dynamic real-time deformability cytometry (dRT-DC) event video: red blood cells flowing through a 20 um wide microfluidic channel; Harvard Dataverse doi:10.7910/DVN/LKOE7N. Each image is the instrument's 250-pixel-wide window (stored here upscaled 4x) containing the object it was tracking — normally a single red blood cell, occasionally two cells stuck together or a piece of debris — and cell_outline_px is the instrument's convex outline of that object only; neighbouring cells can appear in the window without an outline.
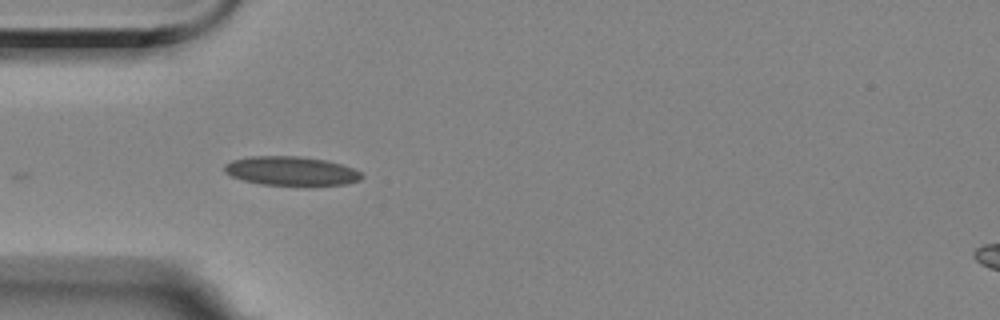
{"species": "Egyptian fruit bat (a non-hibernating species)", "species_latin": "Rousettus aegyptiacus", "temperature_condition": "room temperature", "stored_images_in_passage": 30, "camera_frame_rate_fps": 3000, "um_per_image_px": 0.085, "animal": {"sex": "female"}, "frame": {"image": 1, "passage_image": 1, "time_ms": 0.0, "image_size_px": [1000, 320], "cell_outline_px": [[364, 176], [360, 180], [344, 184], [308, 188], [260, 184], [244, 180], [232, 176], [224, 172], [224, 164], [232, 160], [248, 156], [300, 156], [324, 160], [340, 164], [352, 168], [360, 172]], "centroid_in_image_um": [24.76, 14.57], "position_along_channel_um": 60.2, "area_um2": 23.99}}
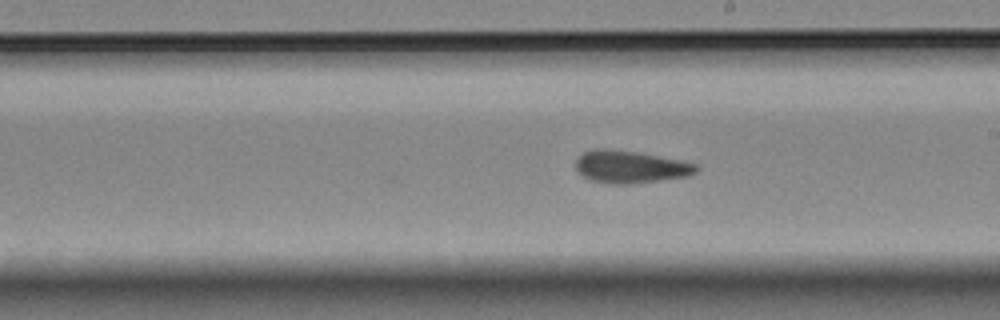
{"frame": {"image": 2, "passage_image": 16, "time_ms": 5.0, "image_size_px": [1000, 320], "cell_outline_px": [[700, 168], [696, 172], [688, 176], [632, 184], [612, 184], [592, 180], [584, 176], [576, 168], [576, 160], [584, 152], [592, 148], [608, 148], [636, 152], [680, 160], [696, 164]], "centroid_in_image_um": [53.58, 14.17], "position_along_channel_um": 235.4, "area_um2": 22.66}}
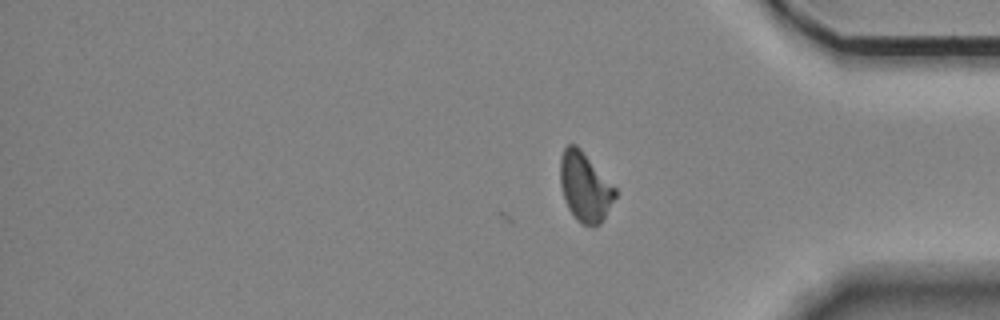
{"frame": {"image": 3, "passage_image": 30, "time_ms": 9.667, "image_size_px": [1000, 320], "cell_outline_px": [[616, 196], [604, 220], [596, 228], [592, 228], [580, 224], [576, 220], [568, 208], [564, 200], [560, 184], [560, 156], [564, 148], [568, 144], [576, 144], [580, 148], [616, 188]], "centroid_in_image_um": [49.71, 15.94], "position_along_channel_um": 385.5, "area_um2": 22.54}, "authors_computed_cell_mechanics": {"area_um2": 22.6576, "velocity_mm_per_s": 3.5214, "shape_relaxation_time_tau1_ms": 6.1315, "shape_relaxation_time_tau2_ms": 2.179, "deformation_change_tau1": 0.1183, "deformation_change_tau2": 0.0789}}